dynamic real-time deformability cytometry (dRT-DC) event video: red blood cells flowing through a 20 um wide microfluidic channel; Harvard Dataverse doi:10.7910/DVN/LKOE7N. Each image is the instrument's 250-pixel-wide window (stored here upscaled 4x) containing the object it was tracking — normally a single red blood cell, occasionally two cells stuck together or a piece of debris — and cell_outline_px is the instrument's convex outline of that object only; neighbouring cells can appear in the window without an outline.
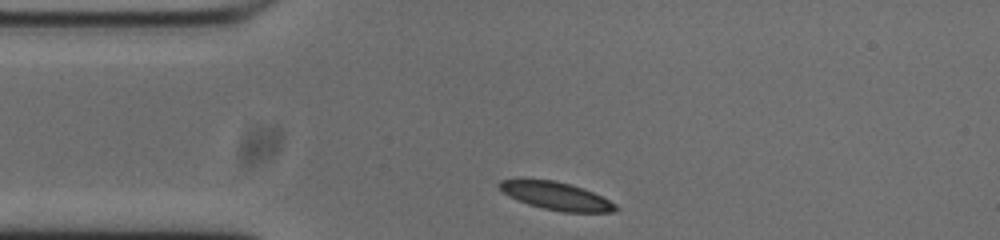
{"species": "common noctule bat (a hibernating species)", "species_latin": "Nyctalus noctula", "temperature_condition": "cold", "stored_images_in_passage": 33, "camera_frame_rate_fps": 3000, "um_per_image_px": 0.085, "animal": {"sex": "male", "body_mass_g": 20.0, "forearm_length_mm": 53.3}, "frame": {"image": 1, "passage_image": 1, "time_ms": 0.0, "image_size_px": [1000, 240], "cell_outline_px": [[620, 208], [616, 212], [560, 212], [528, 204], [516, 200], [508, 196], [496, 184], [500, 180], [552, 180], [568, 184], [592, 192], [616, 204]], "centroid_in_image_um": [47.28, 16.68], "position_along_channel_um": 37.7, "area_um2": 18.55}}
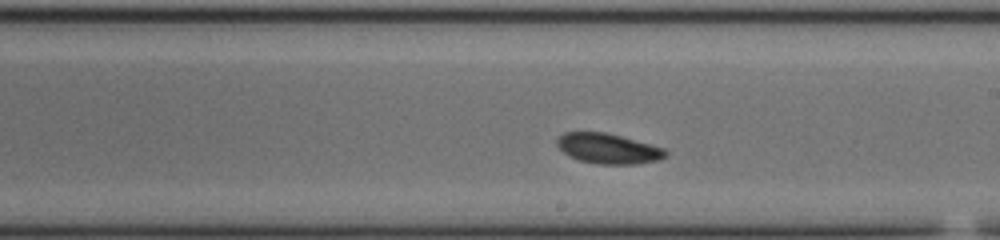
{"frame": {"image": 2, "passage_image": 19, "time_ms": 6.0, "image_size_px": [1000, 240], "cell_outline_px": [[668, 156], [660, 160], [636, 164], [600, 164], [580, 160], [568, 156], [556, 144], [556, 140], [564, 132], [604, 132], [620, 136], [664, 148], [668, 152]], "centroid_in_image_um": [51.71, 12.63], "position_along_channel_um": 237.3, "area_um2": 19.02}}
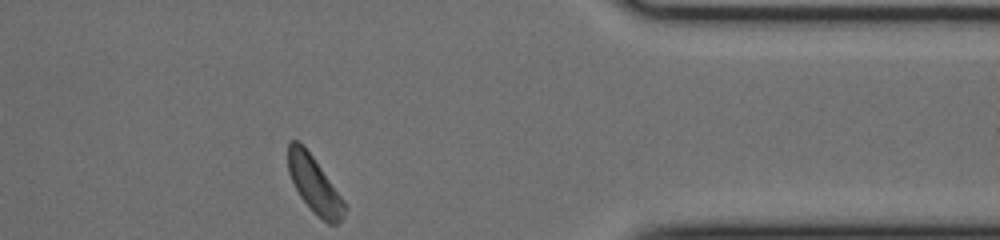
{"frame": {"image": 3, "passage_image": 33, "time_ms": 10.667, "image_size_px": [1000, 240], "cell_outline_px": [[344, 216], [336, 224], [328, 224], [300, 196], [288, 172], [288, 144], [292, 140], [296, 140], [312, 156], [344, 200]], "centroid_in_image_um": [26.71, 15.68], "position_along_channel_um": 384.7, "area_um2": 17.69}, "authors_computed_cell_mechanics": {"area_um2": 19.1318, "velocity_mm_per_s": 3.6857, "shape_relaxation_time_tau1_ms": 3.1054, "shape_relaxation_time_tau2_ms": 6.368, "deformation_change_tau1": 0.1028, "deformation_change_tau2": 0.0987}}